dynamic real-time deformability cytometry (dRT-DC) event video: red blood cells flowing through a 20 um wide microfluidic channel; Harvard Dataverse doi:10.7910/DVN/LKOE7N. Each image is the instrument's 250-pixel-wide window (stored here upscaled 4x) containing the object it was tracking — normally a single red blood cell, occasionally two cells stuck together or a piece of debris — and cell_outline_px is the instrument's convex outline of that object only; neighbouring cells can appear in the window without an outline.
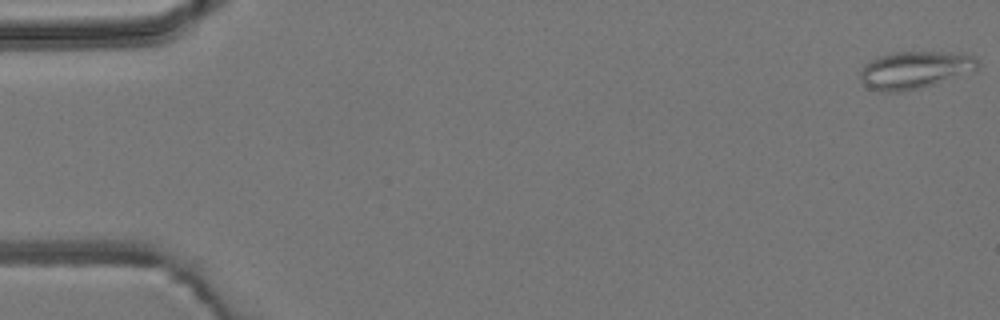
{"species": "common noctule bat (a hibernating species)", "species_latin": "Nyctalus noctula", "temperature_condition": "room temperature", "stored_images_in_passage": 6, "camera_frame_rate_fps": 3000, "um_per_image_px": 0.085, "animal": {"sex": "male", "body_mass_g": 19.2, "forearm_length_mm": 51.8}, "frame": {"image": 1, "passage_image": 1, "time_ms": 0.0, "image_size_px": [1000, 320], "cell_outline_px": [[980, 64], [976, 72], [920, 88], [900, 92], [880, 92], [868, 88], [864, 84], [860, 76], [860, 72], [864, 64], [876, 56], [896, 52], [952, 52], [976, 56]], "centroid_in_image_um": [77.8, 5.95], "position_along_channel_um": 7.2, "area_um2": 26.13}}